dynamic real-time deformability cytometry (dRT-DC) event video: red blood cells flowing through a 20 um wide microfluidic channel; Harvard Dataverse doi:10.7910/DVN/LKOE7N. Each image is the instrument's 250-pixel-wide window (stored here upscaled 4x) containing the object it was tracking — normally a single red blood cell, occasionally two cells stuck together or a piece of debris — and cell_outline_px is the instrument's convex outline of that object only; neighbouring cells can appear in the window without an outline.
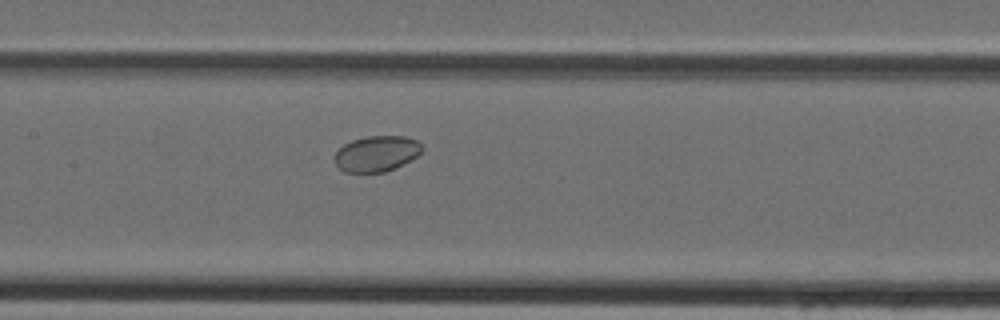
{"species": "Egyptian fruit bat (a non-hibernating species)", "species_latin": "Rousettus aegyptiacus", "temperature_condition": "cold", "stored_images_in_passage": 29, "camera_frame_rate_fps": 3000, "um_per_image_px": 0.085, "animal": {"sex": "female"}, "frame": {"image": 1, "passage_image": 10, "time_ms": 3.0, "image_size_px": [1000, 320], "cell_outline_px": [[424, 148], [416, 156], [384, 172], [344, 172], [336, 164], [336, 152], [344, 144], [352, 140], [368, 136], [404, 136], [416, 140]], "centroid_in_image_um": [32.0, 13.04], "position_along_channel_um": 175.4, "area_um2": 17.74}}
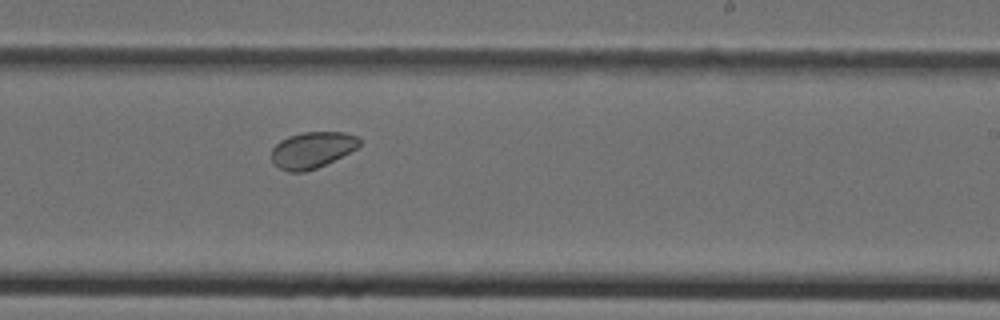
{"frame": {"image": 2, "passage_image": 16, "time_ms": 5.0, "image_size_px": [1000, 320], "cell_outline_px": [[360, 144], [356, 148], [316, 168], [304, 172], [288, 172], [272, 164], [272, 148], [280, 140], [288, 136], [304, 132], [344, 132], [356, 136], [360, 140]], "centroid_in_image_um": [26.48, 12.74], "position_along_channel_um": 262.5, "area_um2": 18.38}}
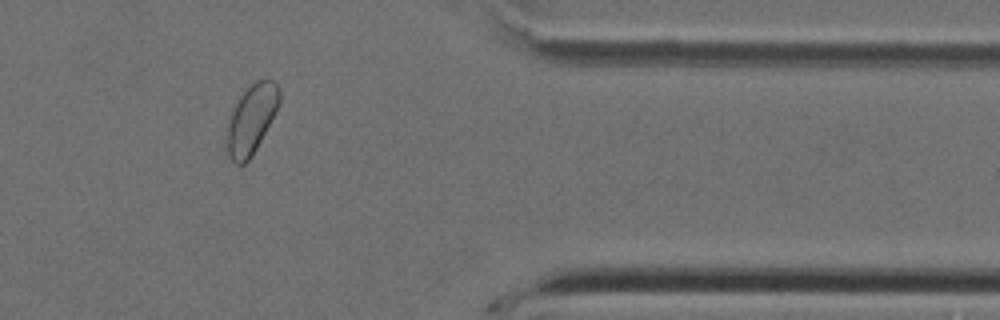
{"frame": {"image": 3, "passage_image": 26, "time_ms": 8.333, "image_size_px": [1000, 320], "cell_outline_px": [[280, 104], [276, 112], [252, 156], [244, 164], [236, 164], [228, 156], [224, 140], [228, 124], [232, 112], [240, 96], [256, 80], [272, 80], [280, 88]], "centroid_in_image_um": [21.36, 10.17], "position_along_channel_um": 390.0, "area_um2": 21.1}}